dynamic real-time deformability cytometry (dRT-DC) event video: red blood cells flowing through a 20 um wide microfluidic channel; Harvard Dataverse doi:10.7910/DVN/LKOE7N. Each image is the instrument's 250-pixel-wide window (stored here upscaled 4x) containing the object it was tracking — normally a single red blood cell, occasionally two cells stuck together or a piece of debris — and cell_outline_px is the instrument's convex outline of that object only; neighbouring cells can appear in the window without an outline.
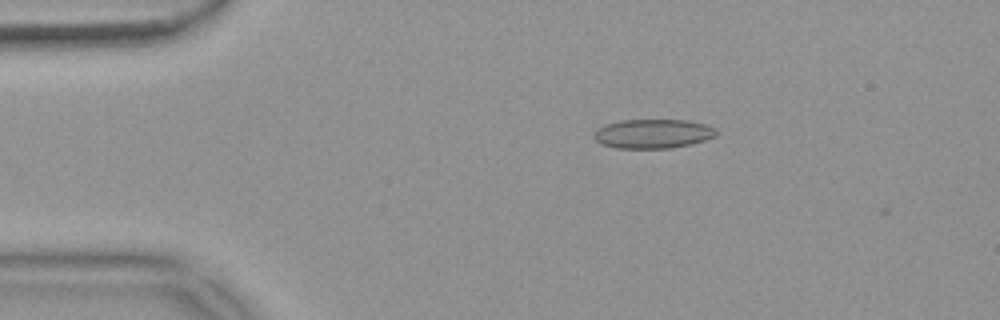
{"species": "common noctule bat (a hibernating species)", "species_latin": "Nyctalus noctula", "temperature_condition": "warm", "stored_images_in_passage": 2, "camera_frame_rate_fps": 3000, "um_per_image_px": 0.085, "animal": {"sex": "female", "body_mass_g": 18.4}, "frame": {"image": 1, "passage_image": 1, "time_ms": 0.0, "image_size_px": [1000, 320], "cell_outline_px": [[716, 136], [692, 144], [668, 148], [616, 148], [600, 144], [592, 136], [596, 128], [604, 124], [620, 120], [688, 120], [704, 124], [716, 128]], "centroid_in_image_um": [55.45, 11.36], "position_along_channel_um": 29.5, "area_um2": 20.98}}